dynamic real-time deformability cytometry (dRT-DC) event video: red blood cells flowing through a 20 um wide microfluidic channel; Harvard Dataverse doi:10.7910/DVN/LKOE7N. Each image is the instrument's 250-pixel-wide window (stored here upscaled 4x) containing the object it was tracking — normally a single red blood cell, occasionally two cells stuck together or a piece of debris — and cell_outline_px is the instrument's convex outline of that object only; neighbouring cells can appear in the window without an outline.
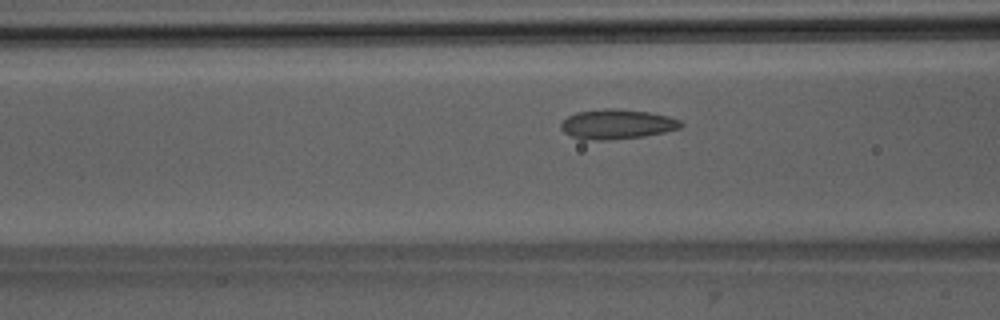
{"species": "Egyptian fruit bat (a non-hibernating species)", "species_latin": "Rousettus aegyptiacus", "temperature_condition": "room temperature", "stored_images_in_passage": 46, "camera_frame_rate_fps": 3000, "um_per_image_px": 0.085, "animal": {"sex": "male"}, "frame": {"image": 1, "passage_image": 15, "time_ms": 4.667, "image_size_px": [1000, 320], "cell_outline_px": [[684, 124], [680, 128], [664, 132], [644, 136], [608, 140], [584, 140], [572, 136], [564, 132], [560, 128], [560, 124], [568, 116], [576, 112], [608, 108], [616, 108], [648, 112], [668, 116], [680, 120]], "centroid_in_image_um": [52.43, 10.56], "position_along_channel_um": 114.2, "area_um2": 20.81}}
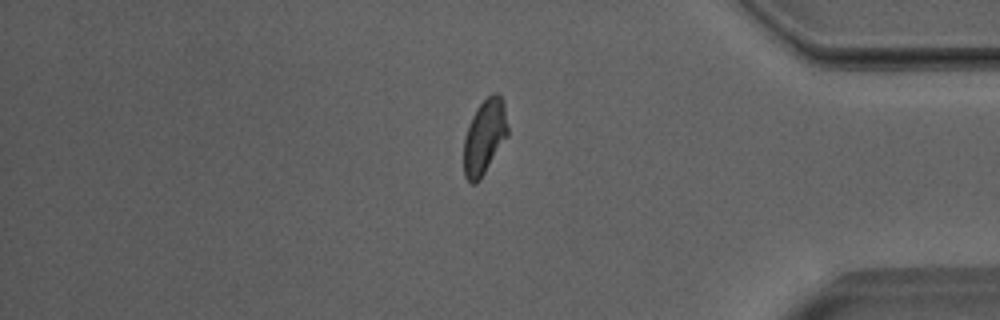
{"frame": {"image": 2, "passage_image": 38, "time_ms": 12.333, "image_size_px": [1000, 320], "cell_outline_px": [[508, 136], [480, 180], [476, 184], [472, 184], [464, 176], [464, 136], [472, 116], [476, 108], [492, 92], [496, 92], [504, 100], [508, 128]], "centroid_in_image_um": [41.19, 11.62], "position_along_channel_um": 394.0, "area_um2": 19.36}}
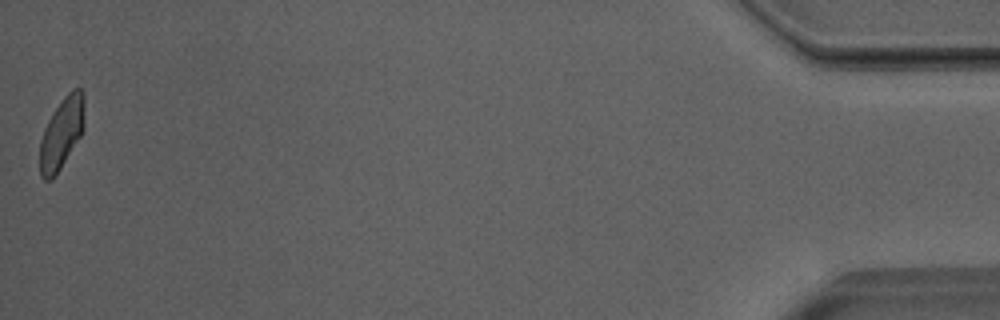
{"frame": {"image": 3, "passage_image": 46, "time_ms": 15.0, "image_size_px": [1000, 320], "cell_outline_px": [[84, 128], [80, 136], [60, 168], [52, 180], [44, 180], [40, 176], [40, 140], [44, 128], [48, 120], [64, 96], [72, 88], [80, 88], [84, 92]], "centroid_in_image_um": [5.24, 11.31], "position_along_channel_um": 430.0, "area_um2": 18.44}, "authors_computed_cell_mechanics": {"area_um2": 19.5364, "velocity_mm_per_s": 3.9803, "shape_relaxation_time_tau1_ms": null, "shape_relaxation_time_tau2_ms": 2.0567, "deformation_change_tau1": null, "deformation_change_tau2": 0.0626}}